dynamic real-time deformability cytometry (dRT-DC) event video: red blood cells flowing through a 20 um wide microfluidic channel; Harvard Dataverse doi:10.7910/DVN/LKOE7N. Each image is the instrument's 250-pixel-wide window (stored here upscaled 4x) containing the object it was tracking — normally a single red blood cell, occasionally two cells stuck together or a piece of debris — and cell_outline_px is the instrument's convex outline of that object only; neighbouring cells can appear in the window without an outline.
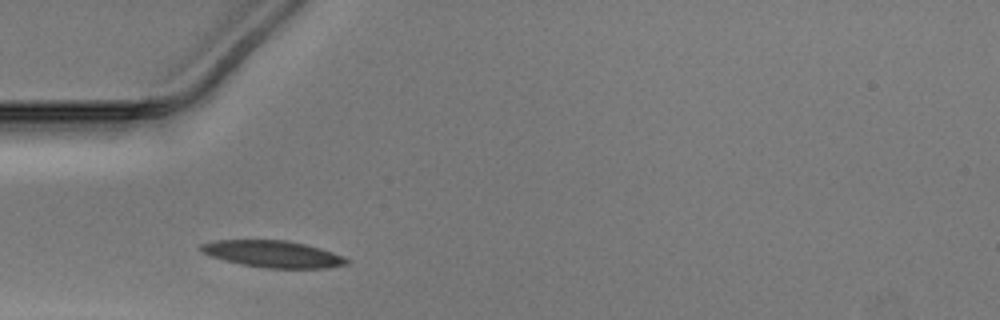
{"species": "Egyptian fruit bat (a non-hibernating species)", "species_latin": "Rousettus aegyptiacus", "temperature_condition": "warm", "stored_images_in_passage": 26, "camera_frame_rate_fps": 3000, "um_per_image_px": 0.085, "animal": {"sex": "male"}, "frame": {"image": 1, "passage_image": 1, "time_ms": 0.0, "image_size_px": [1000, 320], "cell_outline_px": [[348, 264], [328, 268], [264, 268], [240, 264], [224, 260], [200, 252], [196, 248], [200, 244], [216, 240], [288, 240], [320, 248], [332, 252], [348, 260]], "centroid_in_image_um": [23.13, 21.59], "position_along_channel_um": 61.9, "area_um2": 22.77}}
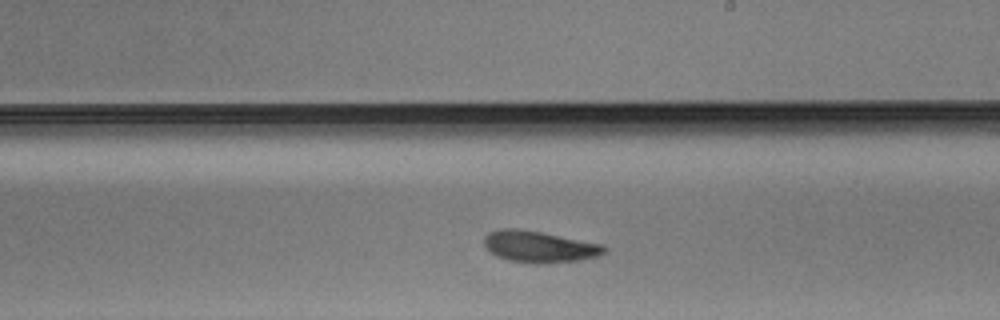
{"frame": {"image": 2, "passage_image": 15, "time_ms": 4.667, "image_size_px": [1000, 320], "cell_outline_px": [[608, 248], [604, 252], [596, 256], [580, 260], [540, 264], [536, 264], [508, 260], [496, 256], [484, 244], [484, 236], [488, 232], [496, 228], [520, 228], [604, 244]], "centroid_in_image_um": [45.82, 20.95], "position_along_channel_um": 243.2, "area_um2": 22.2}}
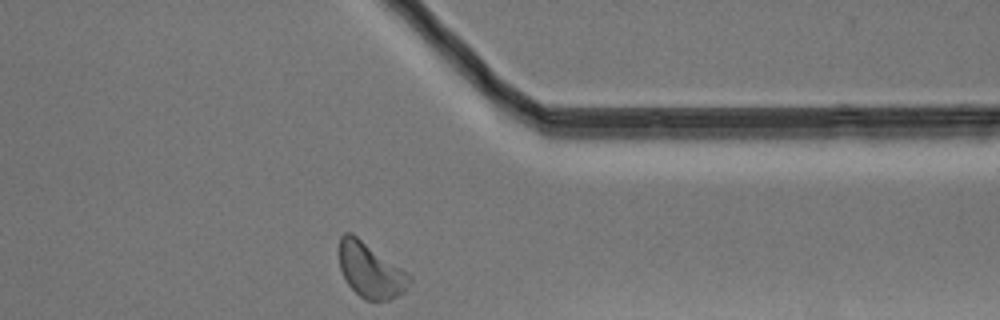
{"frame": {"image": 3, "passage_image": 26, "time_ms": 8.333, "image_size_px": [1000, 320], "cell_outline_px": [[412, 280], [404, 292], [388, 300], [364, 300], [344, 280], [340, 268], [340, 236], [344, 232], [352, 232], [408, 272], [412, 276]], "centroid_in_image_um": [31.5, 22.96], "position_along_channel_um": 379.9, "area_um2": 22.54}}